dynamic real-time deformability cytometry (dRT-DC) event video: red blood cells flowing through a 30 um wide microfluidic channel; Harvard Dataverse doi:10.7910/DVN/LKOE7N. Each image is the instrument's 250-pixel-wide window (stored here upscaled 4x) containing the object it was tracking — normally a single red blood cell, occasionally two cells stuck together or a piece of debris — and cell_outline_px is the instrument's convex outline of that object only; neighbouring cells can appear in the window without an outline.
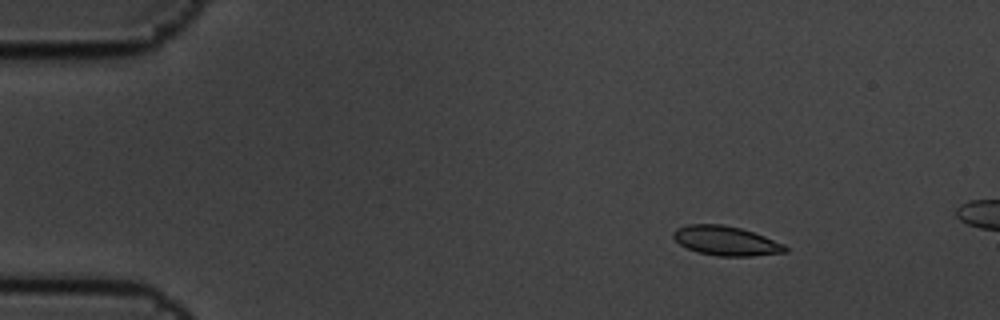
{"species": "common noctule bat (a hibernating species)", "species_latin": "Nyctalus noctula", "temperature_condition": "cold", "stored_images_in_passage": 6, "camera_frame_rate_fps": 3000, "um_per_image_px": 0.085, "animal": {"sex": "male", "body_mass_g": 19.5, "forearm_length_mm": 54.6}, "frame": {"image": 1, "passage_image": 3, "time_ms": 0.667, "image_size_px": [1000, 320], "cell_outline_px": [[788, 252], [752, 256], [716, 256], [700, 252], [688, 248], [680, 244], [672, 236], [672, 232], [676, 228], [688, 224], [720, 224], [740, 228], [764, 236], [784, 244], [788, 248]], "centroid_in_image_um": [61.71, 20.47], "position_along_channel_um": 23.3, "area_um2": 19.07}}